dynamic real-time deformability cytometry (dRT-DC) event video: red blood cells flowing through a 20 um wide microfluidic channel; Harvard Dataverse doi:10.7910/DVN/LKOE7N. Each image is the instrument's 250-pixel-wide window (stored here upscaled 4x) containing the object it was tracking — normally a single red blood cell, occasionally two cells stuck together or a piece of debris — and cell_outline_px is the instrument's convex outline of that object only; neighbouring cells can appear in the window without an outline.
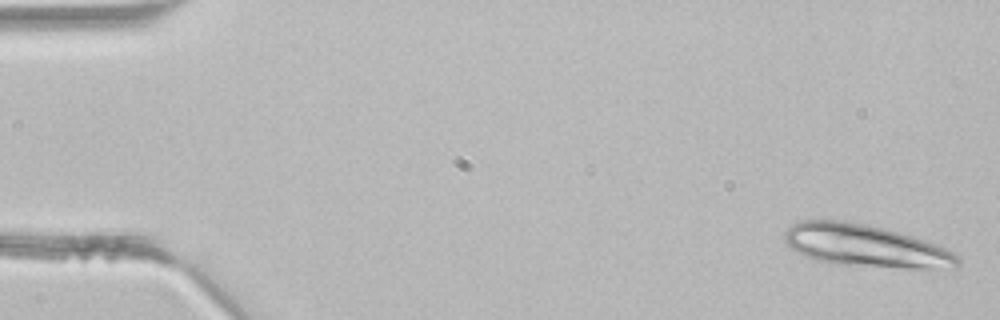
{"species": "common noctule bat (a hibernating species)", "species_latin": "Nyctalus noctula", "temperature_condition": "room temperature", "stored_images_in_passage": 4, "camera_frame_rate_fps": 3000, "um_per_image_px": 0.085, "animal": {"sex": "male", "body_mass_g": 21.5, "forearm_length_mm": 52.0}, "frame": {"image": 1, "passage_image": 1, "time_ms": 0.0, "image_size_px": [1000, 320], "cell_outline_px": [[960, 264], [956, 268], [908, 268], [832, 264], [816, 260], [804, 256], [784, 244], [784, 232], [792, 224], [800, 220], [844, 220], [884, 228], [912, 236], [936, 244], [952, 252], [960, 260]], "centroid_in_image_um": [73.51, 20.89], "position_along_channel_um": 11.5, "area_um2": 42.77}}